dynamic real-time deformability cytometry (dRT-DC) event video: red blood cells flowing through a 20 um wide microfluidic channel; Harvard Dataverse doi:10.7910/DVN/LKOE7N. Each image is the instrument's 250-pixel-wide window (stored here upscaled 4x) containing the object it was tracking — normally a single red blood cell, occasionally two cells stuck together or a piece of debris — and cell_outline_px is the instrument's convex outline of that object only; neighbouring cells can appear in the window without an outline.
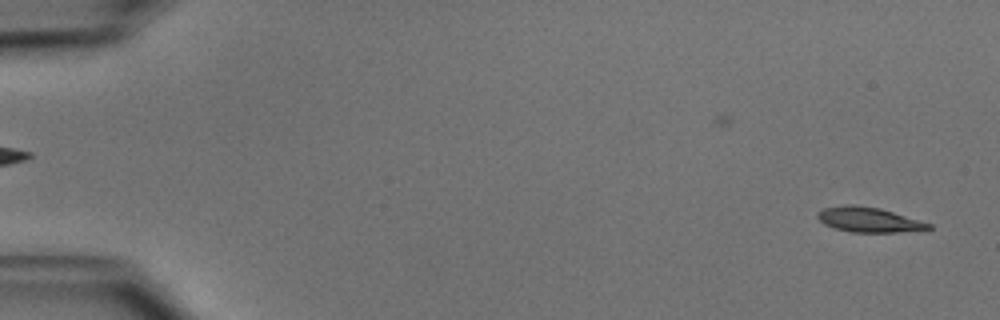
{"species": "common noctule bat (a hibernating species)", "species_latin": "Nyctalus noctula", "temperature_condition": "cold", "stored_images_in_passage": 51, "camera_frame_rate_fps": 3000, "um_per_image_px": 0.085, "animal": {"sex": "male", "body_mass_g": 15.6}, "frame": {"image": 1, "passage_image": 2, "time_ms": 0.333, "image_size_px": [1000, 320], "cell_outline_px": [[932, 228], [896, 232], [852, 232], [836, 228], [824, 224], [816, 216], [824, 208], [844, 204], [856, 204], [880, 208], [932, 224]], "centroid_in_image_um": [73.82, 18.66], "position_along_channel_um": 11.2, "area_um2": 15.9}}
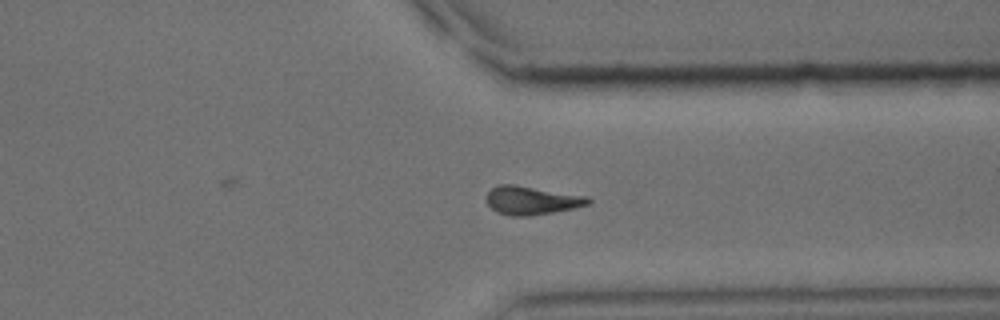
{"frame": {"image": 2, "passage_image": 39, "time_ms": 12.667, "image_size_px": [1000, 320], "cell_outline_px": [[592, 200], [588, 204], [572, 208], [532, 216], [512, 216], [496, 212], [488, 204], [488, 192], [492, 188], [500, 184], [512, 184], [588, 196]], "centroid_in_image_um": [45.19, 17.03], "position_along_channel_um": 366.2, "area_um2": 16.65}}
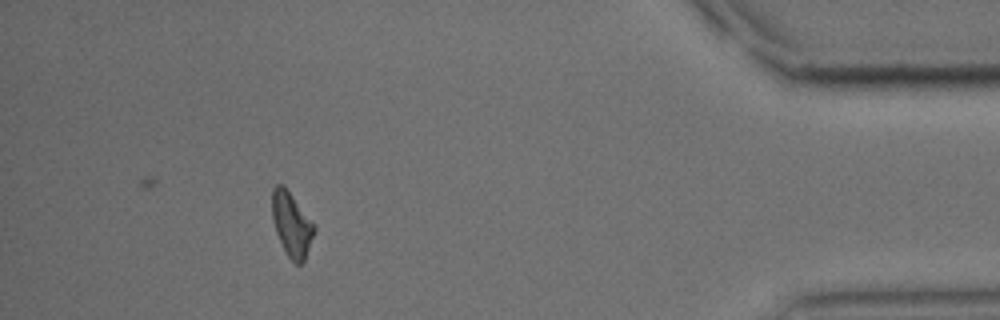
{"frame": {"image": 3, "passage_image": 46, "time_ms": 15.0, "image_size_px": [1000, 320], "cell_outline_px": [[316, 232], [304, 260], [300, 264], [296, 264], [288, 256], [276, 232], [272, 220], [272, 188], [276, 184], [284, 184], [316, 224]], "centroid_in_image_um": [24.81, 19.02], "position_along_channel_um": 410.4, "area_um2": 16.07}, "authors_computed_cell_mechanics": {"area_um2": 16.4152, "velocity_mm_per_s": 3.9996, "shape_relaxation_time_tau1_ms": 5.5179, "shape_relaxation_time_tau2_ms": null, "deformation_change_tau1": 0.1821, "deformation_change_tau2": null}}